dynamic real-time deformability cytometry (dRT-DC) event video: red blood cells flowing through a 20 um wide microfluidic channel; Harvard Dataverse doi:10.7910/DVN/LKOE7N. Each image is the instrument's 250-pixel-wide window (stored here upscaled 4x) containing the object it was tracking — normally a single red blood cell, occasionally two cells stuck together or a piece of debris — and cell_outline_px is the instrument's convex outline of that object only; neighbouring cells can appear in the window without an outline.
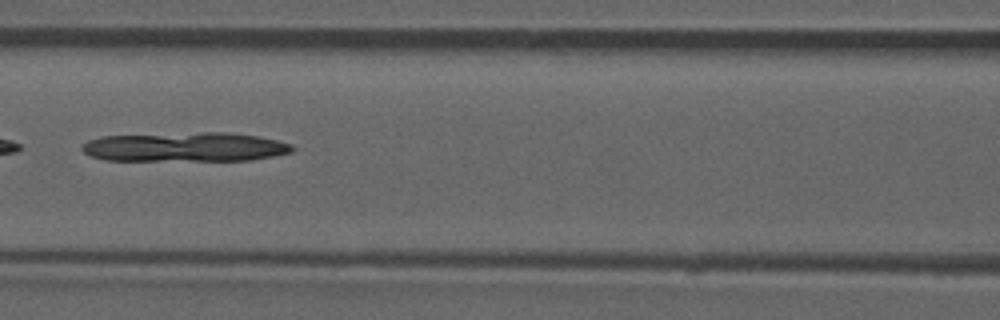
{"species": "common noctule bat (a hibernating species)", "species_latin": "Nyctalus noctula", "temperature_condition": "room temperature", "stored_images_in_passage": 50, "camera_frame_rate_fps": 3000, "um_per_image_px": 0.085, "animal": {"sex": "male", "forearm_length_mm": 52.5}, "frame": {"image": 1, "passage_image": 22, "time_ms": 7.0, "image_size_px": [1000, 320], "cell_outline_px": [[296, 148], [292, 152], [252, 160], [104, 160], [92, 156], [84, 152], [80, 148], [88, 140], [100, 136], [200, 132], [224, 132], [260, 136], [292, 144]], "centroid_in_image_um": [15.76, 12.49], "position_along_channel_um": 150.8, "area_um2": 36.01}}